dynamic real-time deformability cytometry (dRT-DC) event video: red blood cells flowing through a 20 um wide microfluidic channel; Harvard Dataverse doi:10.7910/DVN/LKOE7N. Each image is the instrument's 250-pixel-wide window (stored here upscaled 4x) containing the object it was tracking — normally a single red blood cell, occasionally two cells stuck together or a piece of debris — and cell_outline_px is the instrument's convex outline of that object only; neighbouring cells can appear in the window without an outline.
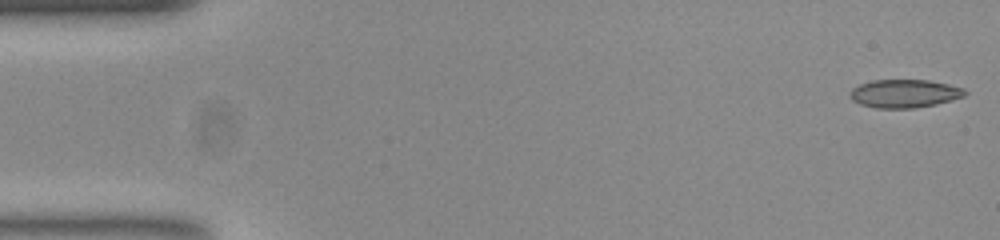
{"species": "common noctule bat (a hibernating species)", "species_latin": "Nyctalus noctula", "temperature_condition": "room temperature", "stored_images_in_passage": 52, "camera_frame_rate_fps": 3000, "um_per_image_px": 0.085, "animal": {"sex": "female", "body_mass_g": 23.0, "forearm_length_mm": 53.4}, "frame": {"image": 1, "passage_image": 1, "time_ms": 0.0, "image_size_px": [1000, 240], "cell_outline_px": [[964, 92], [960, 96], [948, 100], [932, 104], [908, 108], [880, 108], [864, 104], [856, 100], [852, 96], [852, 92], [856, 88], [864, 84], [876, 80], [924, 80], [944, 84], [960, 88]], "centroid_in_image_um": [76.86, 7.94], "position_along_channel_um": 8.1, "area_um2": 17.4}}
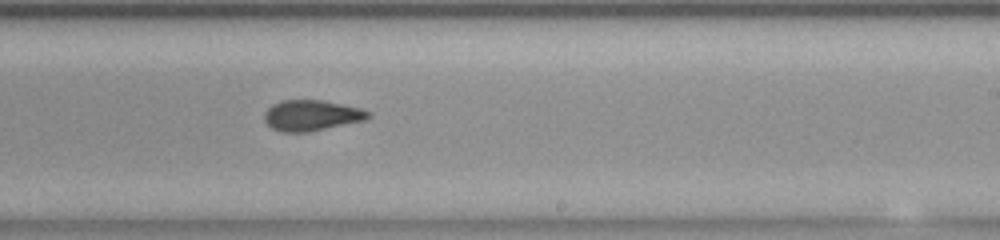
{"frame": {"image": 2, "passage_image": 31, "time_ms": 10.0, "image_size_px": [1000, 240], "cell_outline_px": [[368, 116], [360, 120], [300, 132], [288, 132], [272, 128], [268, 124], [264, 116], [268, 108], [284, 100], [320, 100], [356, 108], [368, 112]], "centroid_in_image_um": [26.37, 9.79], "position_along_channel_um": 262.6, "area_um2": 17.17}}
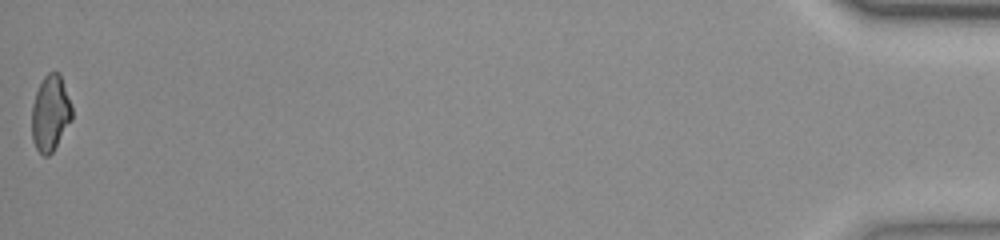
{"frame": {"image": 3, "passage_image": 52, "time_ms": 17.0, "image_size_px": [1000, 240], "cell_outline_px": [[72, 120], [52, 152], [48, 156], [44, 156], [36, 148], [32, 136], [32, 108], [36, 92], [44, 76], [48, 72], [56, 72], [60, 76], [72, 108]], "centroid_in_image_um": [4.28, 9.65], "position_along_channel_um": 430.9, "area_um2": 17.34}, "authors_computed_cell_mechanics": {"area_um2": 17.5712, "velocity_mm_per_s": 3.8824, "shape_relaxation_time_tau1_ms": null, "shape_relaxation_time_tau2_ms": 1.7425, "deformation_change_tau1": null, "deformation_change_tau2": 0.071}}